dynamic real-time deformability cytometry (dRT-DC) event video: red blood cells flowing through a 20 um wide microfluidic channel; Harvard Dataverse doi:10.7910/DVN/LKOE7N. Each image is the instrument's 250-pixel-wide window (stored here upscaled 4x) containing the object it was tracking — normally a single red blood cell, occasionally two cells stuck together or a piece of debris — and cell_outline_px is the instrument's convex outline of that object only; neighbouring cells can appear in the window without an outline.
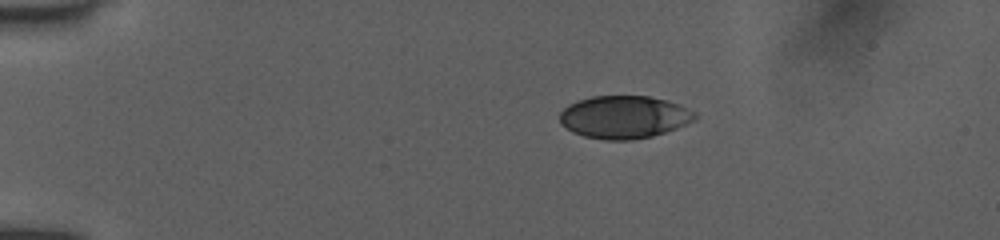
{"species": "human", "species_latin": "Homo sapiens", "temperature_condition": "room temperature", "stored_images_in_passage": 6, "camera_frame_rate_fps": 3000, "um_per_image_px": 0.085, "donor": {"sex": "female"}, "frame": {"image": 1, "passage_image": 1, "time_ms": 0.0, "image_size_px": [1000, 240], "cell_outline_px": [[696, 120], [676, 128], [652, 136], [632, 140], [604, 140], [584, 136], [572, 132], [560, 124], [560, 112], [568, 104], [592, 96], [648, 96], [664, 100], [676, 104], [696, 112]], "centroid_in_image_um": [53.02, 9.96], "position_along_channel_um": 32.0, "area_um2": 33.52}}
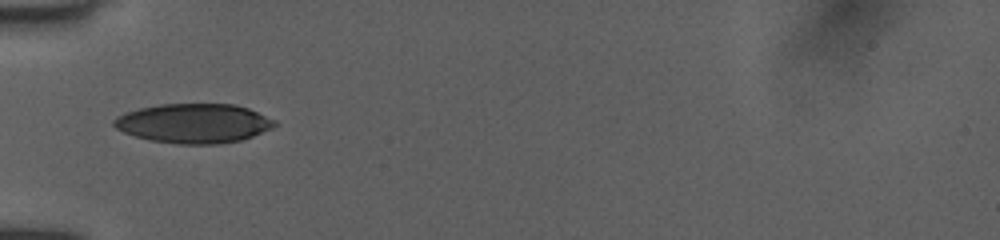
{"frame": {"image": 2, "passage_image": 5, "time_ms": 2.667, "image_size_px": [1000, 240], "cell_outline_px": [[276, 124], [272, 128], [252, 136], [240, 140], [216, 144], [176, 144], [148, 140], [124, 132], [116, 128], [112, 124], [112, 120], [116, 116], [124, 112], [140, 108], [160, 104], [236, 104], [248, 108], [276, 120]], "centroid_in_image_um": [16.44, 10.48], "position_along_channel_um": 68.6, "area_um2": 36.99}}